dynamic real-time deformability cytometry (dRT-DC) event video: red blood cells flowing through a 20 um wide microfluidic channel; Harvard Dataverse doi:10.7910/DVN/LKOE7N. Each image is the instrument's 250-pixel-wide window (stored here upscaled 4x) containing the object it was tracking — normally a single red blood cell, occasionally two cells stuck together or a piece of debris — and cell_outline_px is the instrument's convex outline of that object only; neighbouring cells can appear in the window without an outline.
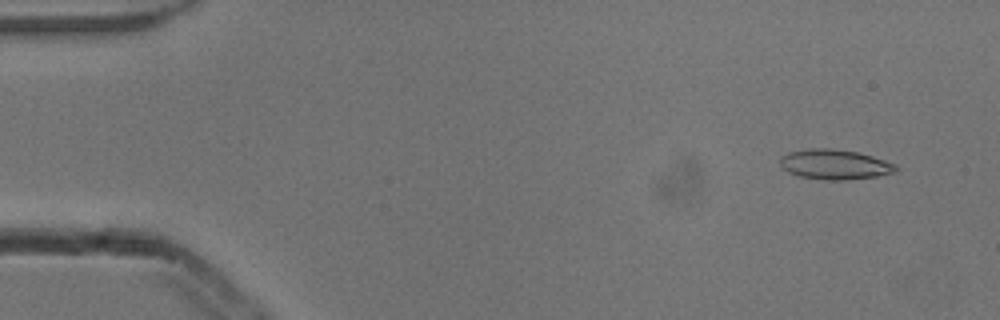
{"species": "common noctule bat (a hibernating species)", "species_latin": "Nyctalus noctula", "temperature_condition": "cold", "stored_images_in_passage": 4, "camera_frame_rate_fps": 3000, "um_per_image_px": 0.085, "animal": {"sex": "male", "body_mass_g": 13.3}, "frame": {"image": 1, "passage_image": 2, "time_ms": 0.333, "image_size_px": [1000, 320], "cell_outline_px": [[900, 168], [896, 172], [876, 176], [848, 180], [828, 180], [800, 176], [788, 172], [780, 164], [780, 156], [788, 152], [808, 148], [828, 148], [856, 152], [872, 156], [896, 164]], "centroid_in_image_um": [70.96, 13.97], "position_along_channel_um": 14.0, "area_um2": 20.23}}